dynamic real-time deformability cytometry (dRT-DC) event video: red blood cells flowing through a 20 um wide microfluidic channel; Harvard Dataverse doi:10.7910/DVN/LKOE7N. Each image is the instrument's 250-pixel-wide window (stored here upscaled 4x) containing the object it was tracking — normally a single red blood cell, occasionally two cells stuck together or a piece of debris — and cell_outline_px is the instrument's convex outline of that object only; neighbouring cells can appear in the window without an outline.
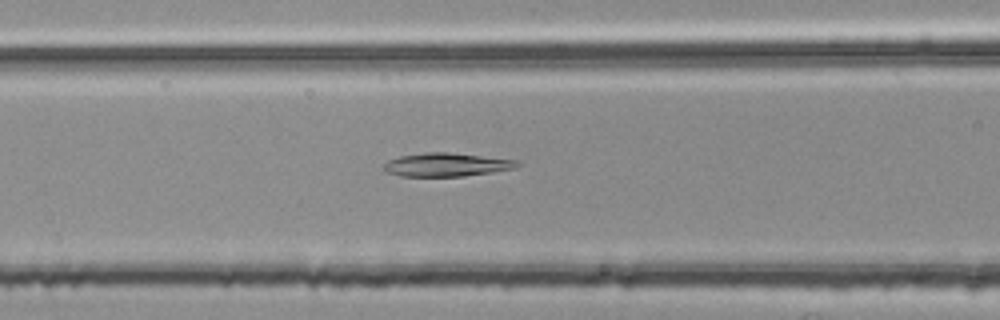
{"species": "common noctule bat (a hibernating species)", "species_latin": "Nyctalus noctula", "temperature_condition": "room temperature", "stored_images_in_passage": 46, "camera_frame_rate_fps": 3000, "um_per_image_px": 0.085, "animal": {"sex": "female", "body_mass_g": 25.1}, "frame": {"image": 1, "passage_image": 21, "time_ms": 6.667, "image_size_px": [1000, 320], "cell_outline_px": [[520, 164], [516, 168], [492, 172], [464, 176], [400, 176], [388, 172], [380, 168], [388, 160], [400, 156], [424, 152], [448, 152], [520, 160]], "centroid_in_image_um": [37.96, 13.99], "position_along_channel_um": 128.6, "area_um2": 18.38}}
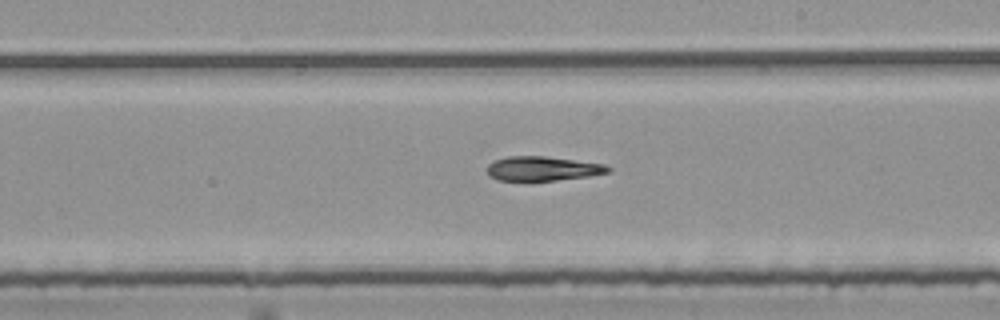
{"frame": {"image": 2, "passage_image": 30, "time_ms": 9.667, "image_size_px": [1000, 320], "cell_outline_px": [[612, 168], [608, 172], [588, 176], [528, 184], [496, 180], [488, 176], [484, 168], [492, 160], [508, 156], [544, 156], [604, 164]], "centroid_in_image_um": [45.97, 14.38], "position_along_channel_um": 243.0, "area_um2": 18.15}}
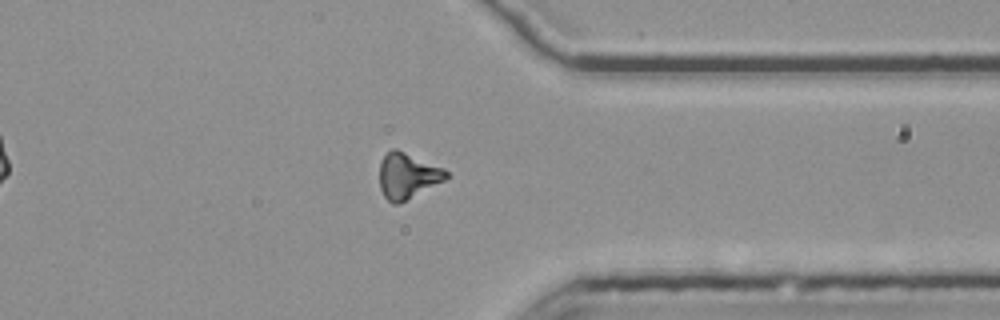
{"frame": {"image": 3, "passage_image": 41, "time_ms": 13.333, "image_size_px": [1000, 320], "cell_outline_px": [[452, 176], [396, 204], [392, 204], [384, 196], [380, 188], [380, 160], [392, 148], [396, 148], [444, 168]], "centroid_in_image_um": [34.64, 14.91], "position_along_channel_um": 376.8, "area_um2": 17.51}, "authors_computed_cell_mechanics": {"area_um2": 18.3515, "velocity_mm_per_s": 3.8211, "shape_relaxation_time_tau1_ms": 10.9337, "shape_relaxation_time_tau2_ms": null, "deformation_change_tau1": 0.2099, "deformation_change_tau2": null}}